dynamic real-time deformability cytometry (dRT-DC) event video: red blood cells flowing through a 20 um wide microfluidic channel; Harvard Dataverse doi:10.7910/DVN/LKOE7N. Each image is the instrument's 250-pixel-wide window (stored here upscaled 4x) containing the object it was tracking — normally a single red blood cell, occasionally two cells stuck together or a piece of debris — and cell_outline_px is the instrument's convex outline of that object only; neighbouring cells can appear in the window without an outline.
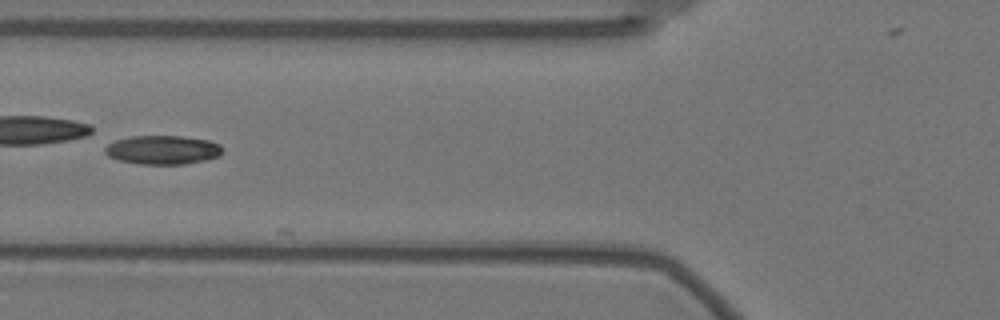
{"species": "Egyptian fruit bat (a non-hibernating species)", "species_latin": "Rousettus aegyptiacus", "temperature_condition": "warm", "stored_images_in_passage": 32, "camera_frame_rate_fps": 3000, "um_per_image_px": 0.085, "animal": {"sex": "female"}, "frame": {"image": 1, "passage_image": 5, "time_ms": 1.333, "image_size_px": [1000, 320], "cell_outline_px": [[220, 156], [204, 160], [184, 164], [140, 164], [120, 160], [108, 156], [104, 152], [104, 148], [108, 144], [116, 140], [132, 136], [180, 136], [208, 140], [220, 144]], "centroid_in_image_um": [13.8, 12.74], "position_along_channel_um": 112.0, "area_um2": 19.59}, "authors_computed_cell_mechanics": {"area_um2": 19.4786, "velocity_mm_per_s": 3.5176, "shape_relaxation_time_tau1_ms": 1.3522, "shape_relaxation_time_tau2_ms": 3.1825, "deformation_change_tau1": 0.2476, "deformation_change_tau2": 0.05}}